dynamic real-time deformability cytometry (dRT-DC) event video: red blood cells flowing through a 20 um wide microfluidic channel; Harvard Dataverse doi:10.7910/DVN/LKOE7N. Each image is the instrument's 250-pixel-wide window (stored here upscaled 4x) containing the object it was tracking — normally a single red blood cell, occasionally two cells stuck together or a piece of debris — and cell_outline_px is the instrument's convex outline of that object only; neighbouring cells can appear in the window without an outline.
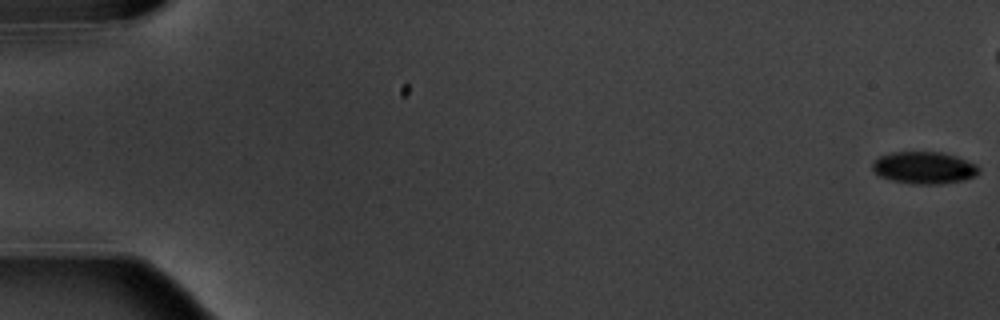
{"species": "common noctule bat (a hibernating species)", "species_latin": "Nyctalus noctula", "temperature_condition": "warm", "stored_images_in_passage": 9, "camera_frame_rate_fps": 3000, "um_per_image_px": 0.085, "animal": {"sex": "male", "body_mass_g": 20.1, "forearm_length_mm": 53.5}, "frame": {"image": 1, "passage_image": 1, "time_ms": 0.0, "image_size_px": [1000, 320], "cell_outline_px": [[980, 172], [976, 176], [964, 180], [944, 184], [912, 184], [892, 180], [880, 176], [872, 168], [872, 164], [880, 156], [892, 152], [940, 152], [956, 156], [976, 164], [980, 168]], "centroid_in_image_um": [78.59, 14.27], "position_along_channel_um": 6.4, "area_um2": 19.94}}